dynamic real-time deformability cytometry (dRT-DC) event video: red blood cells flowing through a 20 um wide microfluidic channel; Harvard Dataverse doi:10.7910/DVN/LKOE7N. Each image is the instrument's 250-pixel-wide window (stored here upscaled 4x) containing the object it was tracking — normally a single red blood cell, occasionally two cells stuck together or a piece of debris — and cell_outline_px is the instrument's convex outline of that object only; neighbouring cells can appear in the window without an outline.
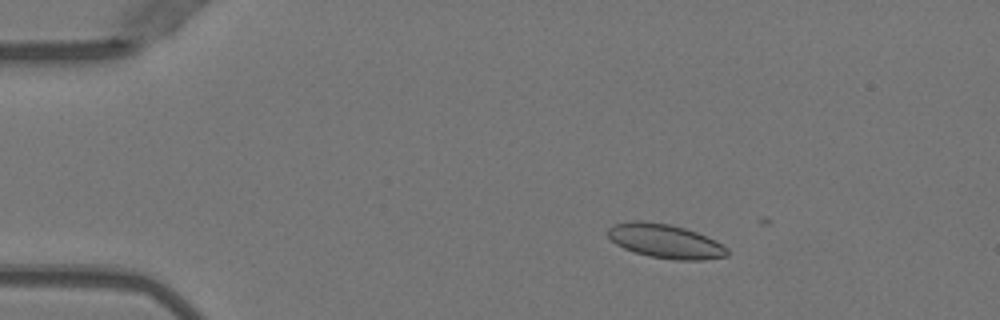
{"species": "Egyptian fruit bat (a non-hibernating species)", "species_latin": "Rousettus aegyptiacus", "temperature_condition": "warm", "stored_images_in_passage": 13, "camera_frame_rate_fps": 3000, "um_per_image_px": 0.085, "animal": {"sex": "female"}, "frame": {"image": 1, "passage_image": 10, "time_ms": 3.0, "image_size_px": [1000, 320], "cell_outline_px": [[728, 256], [704, 260], [676, 260], [648, 256], [624, 248], [616, 244], [608, 236], [608, 228], [612, 224], [632, 220], [640, 220], [672, 224], [696, 232], [716, 240], [728, 248]], "centroid_in_image_um": [56.56, 20.49], "position_along_channel_um": 28.4, "area_um2": 23.87}}